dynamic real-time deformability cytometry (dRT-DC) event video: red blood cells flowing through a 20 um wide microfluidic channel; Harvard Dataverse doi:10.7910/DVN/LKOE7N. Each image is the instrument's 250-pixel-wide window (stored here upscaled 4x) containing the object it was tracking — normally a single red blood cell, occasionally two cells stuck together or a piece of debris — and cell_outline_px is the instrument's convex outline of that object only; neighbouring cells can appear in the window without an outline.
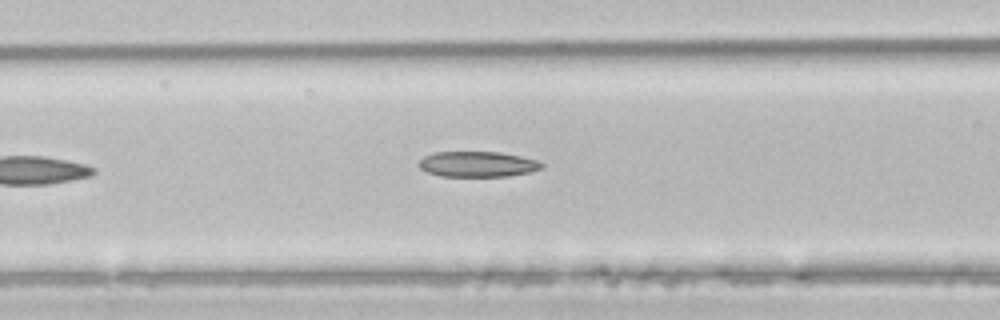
{"species": "common noctule bat (a hibernating species)", "species_latin": "Nyctalus noctula", "temperature_condition": "room temperature", "stored_images_in_passage": 6, "camera_frame_rate_fps": 3000, "um_per_image_px": 0.085, "animal": {"sex": "male", "body_mass_g": 21.5, "forearm_length_mm": 52.0}, "frame": {"image": 1, "passage_image": 6, "time_ms": 1.667, "image_size_px": [1000, 320], "cell_outline_px": [[544, 164], [540, 168], [528, 172], [508, 176], [440, 176], [428, 172], [420, 168], [420, 160], [424, 156], [436, 152], [500, 152], [520, 156], [536, 160]], "centroid_in_image_um": [40.58, 13.95], "position_along_channel_um": 126.0, "area_um2": 17.98}}